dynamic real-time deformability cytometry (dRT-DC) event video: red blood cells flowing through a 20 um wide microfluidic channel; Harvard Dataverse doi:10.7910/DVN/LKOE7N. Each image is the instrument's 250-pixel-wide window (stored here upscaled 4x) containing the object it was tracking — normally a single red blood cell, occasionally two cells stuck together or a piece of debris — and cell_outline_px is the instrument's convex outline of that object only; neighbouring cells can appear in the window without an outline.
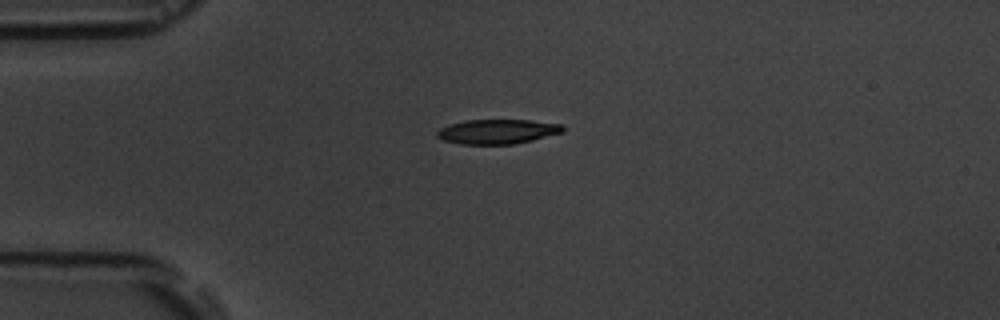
{"species": "common noctule bat (a hibernating species)", "species_latin": "Nyctalus noctula", "temperature_condition": "room temperature", "stored_images_in_passage": 2, "camera_frame_rate_fps": 3000, "um_per_image_px": 0.085, "animal": {"sex": "male", "body_mass_g": 19.5, "forearm_length_mm": 54.6}, "frame": {"image": 1, "passage_image": 1, "time_ms": 0.0, "image_size_px": [1000, 320], "cell_outline_px": [[564, 132], [532, 140], [512, 144], [460, 144], [444, 140], [436, 136], [436, 132], [440, 128], [448, 124], [464, 120], [528, 120], [564, 124]], "centroid_in_image_um": [42.28, 11.17], "position_along_channel_um": 42.7, "area_um2": 18.09}}